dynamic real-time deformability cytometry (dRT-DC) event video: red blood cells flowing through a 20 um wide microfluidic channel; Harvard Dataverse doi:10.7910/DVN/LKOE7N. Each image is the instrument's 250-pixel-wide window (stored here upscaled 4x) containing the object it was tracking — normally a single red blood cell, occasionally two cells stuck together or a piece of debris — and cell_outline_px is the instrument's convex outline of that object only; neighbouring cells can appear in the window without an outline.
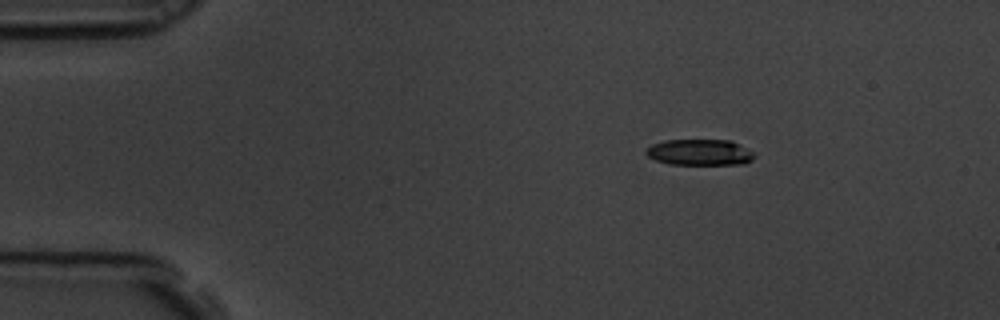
{"species": "common noctule bat (a hibernating species)", "species_latin": "Nyctalus noctula", "temperature_condition": "room temperature", "stored_images_in_passage": 51, "camera_frame_rate_fps": 3000, "um_per_image_px": 0.085, "animal": {"sex": "male", "body_mass_g": 19.5, "forearm_length_mm": 54.6}, "frame": {"image": 1, "passage_image": 1, "time_ms": 0.0, "image_size_px": [1000, 320], "cell_outline_px": [[756, 156], [752, 160], [744, 164], [668, 164], [656, 160], [648, 156], [644, 152], [644, 148], [652, 144], [664, 140], [732, 140], [756, 152]], "centroid_in_image_um": [59.5, 12.94], "position_along_channel_um": 25.5, "area_um2": 16.76}}
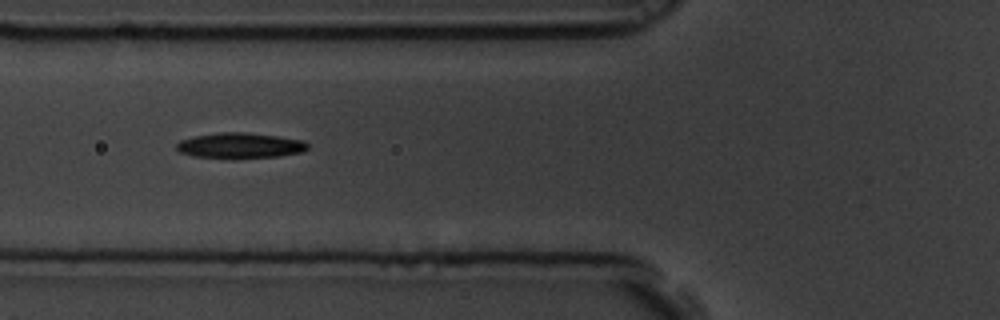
{"frame": {"image": 2, "passage_image": 14, "time_ms": 4.333, "image_size_px": [1000, 320], "cell_outline_px": [[308, 148], [304, 152], [280, 156], [192, 156], [180, 152], [176, 148], [176, 144], [180, 140], [192, 136], [220, 132], [244, 132], [276, 136], [304, 140], [308, 144]], "centroid_in_image_um": [20.42, 12.33], "position_along_channel_um": 105.4, "area_um2": 18.84}}
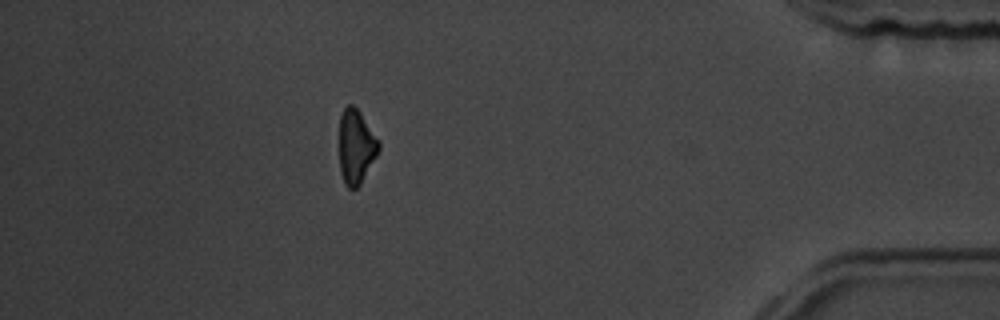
{"frame": {"image": 3, "passage_image": 44, "time_ms": 14.333, "image_size_px": [1000, 320], "cell_outline_px": [[380, 148], [376, 156], [360, 184], [356, 188], [348, 188], [344, 184], [340, 172], [340, 116], [344, 108], [348, 104], [352, 104], [360, 112], [380, 140]], "centroid_in_image_um": [30.27, 12.45], "position_along_channel_um": 404.9, "area_um2": 17.05}, "authors_computed_cell_mechanics": {"area_um2": 18.4382, "velocity_mm_per_s": 3.4645, "shape_relaxation_time_tau1_ms": 2.7241, "shape_relaxation_time_tau2_ms": null, "deformation_change_tau1": 0.1279, "deformation_change_tau2": null}}